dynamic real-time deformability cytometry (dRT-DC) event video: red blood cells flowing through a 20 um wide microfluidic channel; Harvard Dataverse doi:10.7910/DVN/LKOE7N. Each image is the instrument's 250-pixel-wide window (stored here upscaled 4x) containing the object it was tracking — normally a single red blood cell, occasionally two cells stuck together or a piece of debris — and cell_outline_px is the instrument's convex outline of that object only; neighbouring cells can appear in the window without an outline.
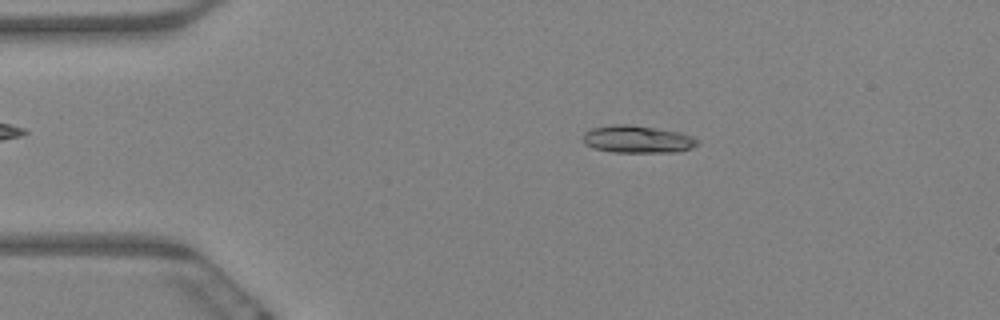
{"species": "Egyptian fruit bat (a non-hibernating species)", "species_latin": "Rousettus aegyptiacus", "temperature_condition": "warm", "stored_images_in_passage": 60, "camera_frame_rate_fps": 3000, "um_per_image_px": 0.085, "animal": {"sex": "female"}, "frame": {"image": 1, "passage_image": 11, "time_ms": 3.333, "image_size_px": [1000, 320], "cell_outline_px": [[700, 140], [692, 148], [680, 152], [612, 152], [592, 148], [584, 144], [584, 132], [592, 128], [612, 124], [628, 124], [656, 128], [680, 132], [692, 136]], "centroid_in_image_um": [54.19, 11.84], "position_along_channel_um": 30.8, "area_um2": 18.44}}
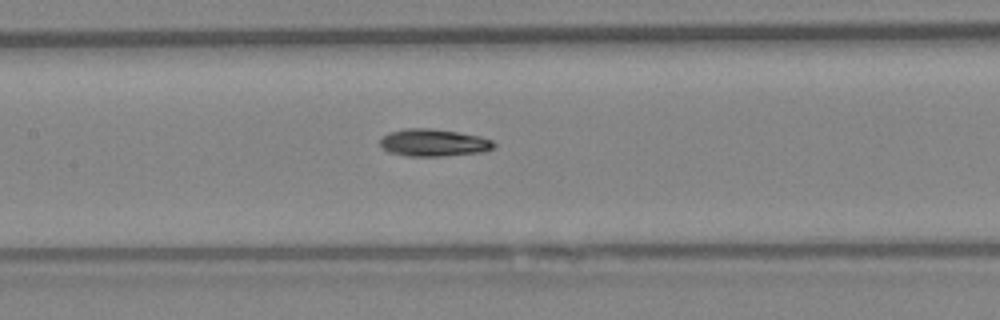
{"frame": {"image": 2, "passage_image": 28, "time_ms": 9.0, "image_size_px": [1000, 320], "cell_outline_px": [[496, 144], [492, 148], [484, 152], [444, 156], [408, 156], [388, 152], [380, 144], [380, 136], [388, 132], [408, 128], [432, 128], [480, 136], [492, 140]], "centroid_in_image_um": [36.84, 12.13], "position_along_channel_um": 170.6, "area_um2": 18.21}}
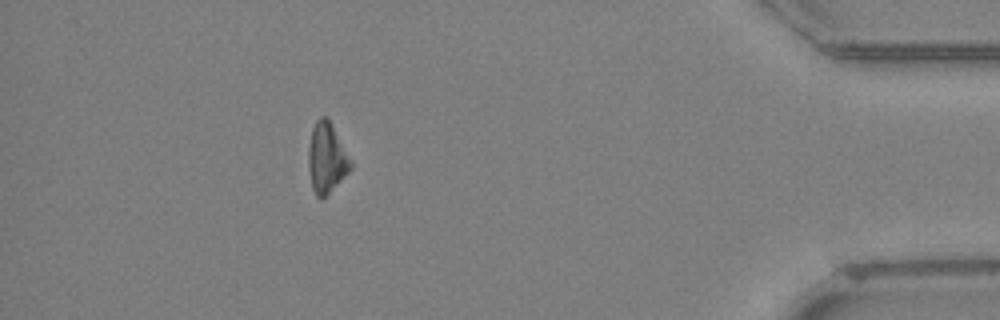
{"frame": {"image": 3, "passage_image": 54, "time_ms": 17.667, "image_size_px": [1000, 320], "cell_outline_px": [[352, 168], [320, 200], [316, 196], [312, 188], [308, 168], [308, 148], [312, 128], [316, 120], [320, 116], [328, 116], [352, 160]], "centroid_in_image_um": [27.75, 13.37], "position_along_channel_um": 407.4, "area_um2": 17.34}, "authors_computed_cell_mechanics": {"area_um2": 17.6579, "velocity_mm_per_s": 3.335, "shape_relaxation_time_tau1_ms": 8.8578, "shape_relaxation_time_tau2_ms": null, "deformation_change_tau1": 0.1948, "deformation_change_tau2": null}}